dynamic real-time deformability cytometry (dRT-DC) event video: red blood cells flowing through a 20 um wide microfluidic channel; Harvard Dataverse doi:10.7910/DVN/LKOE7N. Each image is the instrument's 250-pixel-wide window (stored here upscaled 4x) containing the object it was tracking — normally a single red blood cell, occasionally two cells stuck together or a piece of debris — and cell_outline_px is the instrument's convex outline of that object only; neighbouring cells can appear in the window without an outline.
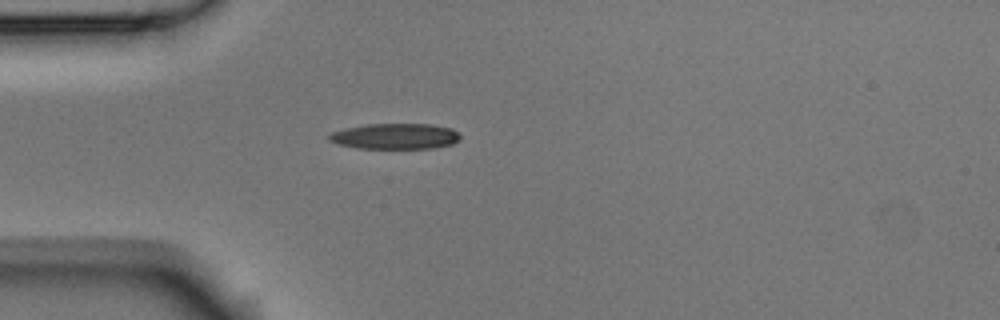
{"species": "Egyptian fruit bat (a non-hibernating species)", "species_latin": "Rousettus aegyptiacus", "temperature_condition": "room temperature", "stored_images_in_passage": 1, "camera_frame_rate_fps": 3000, "um_per_image_px": 0.085, "animal": {"sex": "male"}, "frame": {"image": 1, "passage_image": 1, "time_ms": 0.0, "image_size_px": [1000, 320], "cell_outline_px": [[460, 140], [452, 144], [432, 148], [356, 148], [336, 144], [328, 140], [328, 136], [332, 132], [348, 128], [368, 124], [432, 124], [452, 128], [460, 132]], "centroid_in_image_um": [33.63, 11.58], "position_along_channel_um": 51.4, "area_um2": 19.71}}